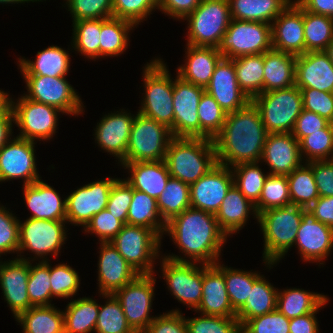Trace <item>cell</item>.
<instances>
[{
	"label": "cell",
	"instance_id": "cell-54",
	"mask_svg": "<svg viewBox=\"0 0 333 333\" xmlns=\"http://www.w3.org/2000/svg\"><path fill=\"white\" fill-rule=\"evenodd\" d=\"M50 283L52 297L69 299L77 294L80 277L78 272L67 263H60L54 267L50 265Z\"/></svg>",
	"mask_w": 333,
	"mask_h": 333
},
{
	"label": "cell",
	"instance_id": "cell-42",
	"mask_svg": "<svg viewBox=\"0 0 333 333\" xmlns=\"http://www.w3.org/2000/svg\"><path fill=\"white\" fill-rule=\"evenodd\" d=\"M240 89L252 100L263 93L264 53L234 58Z\"/></svg>",
	"mask_w": 333,
	"mask_h": 333
},
{
	"label": "cell",
	"instance_id": "cell-56",
	"mask_svg": "<svg viewBox=\"0 0 333 333\" xmlns=\"http://www.w3.org/2000/svg\"><path fill=\"white\" fill-rule=\"evenodd\" d=\"M66 4L73 21L113 17V0H66Z\"/></svg>",
	"mask_w": 333,
	"mask_h": 333
},
{
	"label": "cell",
	"instance_id": "cell-23",
	"mask_svg": "<svg viewBox=\"0 0 333 333\" xmlns=\"http://www.w3.org/2000/svg\"><path fill=\"white\" fill-rule=\"evenodd\" d=\"M205 91L227 114L242 109L251 102L237 82L234 59L222 58L219 61Z\"/></svg>",
	"mask_w": 333,
	"mask_h": 333
},
{
	"label": "cell",
	"instance_id": "cell-51",
	"mask_svg": "<svg viewBox=\"0 0 333 333\" xmlns=\"http://www.w3.org/2000/svg\"><path fill=\"white\" fill-rule=\"evenodd\" d=\"M291 205L286 175L269 174L258 202L254 205L257 215L271 208Z\"/></svg>",
	"mask_w": 333,
	"mask_h": 333
},
{
	"label": "cell",
	"instance_id": "cell-7",
	"mask_svg": "<svg viewBox=\"0 0 333 333\" xmlns=\"http://www.w3.org/2000/svg\"><path fill=\"white\" fill-rule=\"evenodd\" d=\"M228 0H202L183 20L188 22L187 44L217 48L231 22Z\"/></svg>",
	"mask_w": 333,
	"mask_h": 333
},
{
	"label": "cell",
	"instance_id": "cell-39",
	"mask_svg": "<svg viewBox=\"0 0 333 333\" xmlns=\"http://www.w3.org/2000/svg\"><path fill=\"white\" fill-rule=\"evenodd\" d=\"M127 224L146 227L155 231L161 238L165 233L166 223L162 220L157 200L148 194L133 189Z\"/></svg>",
	"mask_w": 333,
	"mask_h": 333
},
{
	"label": "cell",
	"instance_id": "cell-3",
	"mask_svg": "<svg viewBox=\"0 0 333 333\" xmlns=\"http://www.w3.org/2000/svg\"><path fill=\"white\" fill-rule=\"evenodd\" d=\"M164 161L171 177L189 185L218 164L212 139L188 137H173Z\"/></svg>",
	"mask_w": 333,
	"mask_h": 333
},
{
	"label": "cell",
	"instance_id": "cell-67",
	"mask_svg": "<svg viewBox=\"0 0 333 333\" xmlns=\"http://www.w3.org/2000/svg\"><path fill=\"white\" fill-rule=\"evenodd\" d=\"M327 298L314 312L290 319L289 333H319L316 314L328 303Z\"/></svg>",
	"mask_w": 333,
	"mask_h": 333
},
{
	"label": "cell",
	"instance_id": "cell-14",
	"mask_svg": "<svg viewBox=\"0 0 333 333\" xmlns=\"http://www.w3.org/2000/svg\"><path fill=\"white\" fill-rule=\"evenodd\" d=\"M155 283L154 274H139L114 293L121 303L128 324L136 333H143L155 318L149 315Z\"/></svg>",
	"mask_w": 333,
	"mask_h": 333
},
{
	"label": "cell",
	"instance_id": "cell-60",
	"mask_svg": "<svg viewBox=\"0 0 333 333\" xmlns=\"http://www.w3.org/2000/svg\"><path fill=\"white\" fill-rule=\"evenodd\" d=\"M19 219L0 205V257L5 253H18Z\"/></svg>",
	"mask_w": 333,
	"mask_h": 333
},
{
	"label": "cell",
	"instance_id": "cell-5",
	"mask_svg": "<svg viewBox=\"0 0 333 333\" xmlns=\"http://www.w3.org/2000/svg\"><path fill=\"white\" fill-rule=\"evenodd\" d=\"M145 95L138 112L166 125L173 136V78L161 58L147 62L143 70Z\"/></svg>",
	"mask_w": 333,
	"mask_h": 333
},
{
	"label": "cell",
	"instance_id": "cell-36",
	"mask_svg": "<svg viewBox=\"0 0 333 333\" xmlns=\"http://www.w3.org/2000/svg\"><path fill=\"white\" fill-rule=\"evenodd\" d=\"M16 321L21 324L23 333H64L63 311L53 305L32 306L22 312Z\"/></svg>",
	"mask_w": 333,
	"mask_h": 333
},
{
	"label": "cell",
	"instance_id": "cell-71",
	"mask_svg": "<svg viewBox=\"0 0 333 333\" xmlns=\"http://www.w3.org/2000/svg\"><path fill=\"white\" fill-rule=\"evenodd\" d=\"M10 95L2 89L0 90V117L2 116H13L12 114V98Z\"/></svg>",
	"mask_w": 333,
	"mask_h": 333
},
{
	"label": "cell",
	"instance_id": "cell-10",
	"mask_svg": "<svg viewBox=\"0 0 333 333\" xmlns=\"http://www.w3.org/2000/svg\"><path fill=\"white\" fill-rule=\"evenodd\" d=\"M19 221V250L17 258L24 260L21 253L31 251L35 258L41 261H50L46 257L53 254V257L59 255L62 245L65 244L67 234L65 230L66 220H44L27 218L26 221ZM46 256V257H45Z\"/></svg>",
	"mask_w": 333,
	"mask_h": 333
},
{
	"label": "cell",
	"instance_id": "cell-45",
	"mask_svg": "<svg viewBox=\"0 0 333 333\" xmlns=\"http://www.w3.org/2000/svg\"><path fill=\"white\" fill-rule=\"evenodd\" d=\"M161 218L168 223L172 218L191 207L189 184L174 177H169L165 190L157 199Z\"/></svg>",
	"mask_w": 333,
	"mask_h": 333
},
{
	"label": "cell",
	"instance_id": "cell-6",
	"mask_svg": "<svg viewBox=\"0 0 333 333\" xmlns=\"http://www.w3.org/2000/svg\"><path fill=\"white\" fill-rule=\"evenodd\" d=\"M251 101L259 110L268 134L292 133L303 110L302 92L296 85L263 92Z\"/></svg>",
	"mask_w": 333,
	"mask_h": 333
},
{
	"label": "cell",
	"instance_id": "cell-68",
	"mask_svg": "<svg viewBox=\"0 0 333 333\" xmlns=\"http://www.w3.org/2000/svg\"><path fill=\"white\" fill-rule=\"evenodd\" d=\"M308 210L318 221L333 229V196L319 197Z\"/></svg>",
	"mask_w": 333,
	"mask_h": 333
},
{
	"label": "cell",
	"instance_id": "cell-34",
	"mask_svg": "<svg viewBox=\"0 0 333 333\" xmlns=\"http://www.w3.org/2000/svg\"><path fill=\"white\" fill-rule=\"evenodd\" d=\"M68 51L59 46H49L38 51L36 60L19 58V69L23 75L66 77L70 68Z\"/></svg>",
	"mask_w": 333,
	"mask_h": 333
},
{
	"label": "cell",
	"instance_id": "cell-37",
	"mask_svg": "<svg viewBox=\"0 0 333 333\" xmlns=\"http://www.w3.org/2000/svg\"><path fill=\"white\" fill-rule=\"evenodd\" d=\"M278 289L262 275L250 290L245 305L236 313L242 326L247 320L276 310Z\"/></svg>",
	"mask_w": 333,
	"mask_h": 333
},
{
	"label": "cell",
	"instance_id": "cell-18",
	"mask_svg": "<svg viewBox=\"0 0 333 333\" xmlns=\"http://www.w3.org/2000/svg\"><path fill=\"white\" fill-rule=\"evenodd\" d=\"M35 144L16 136L0 149V182L22 178L23 185H28L41 179L36 168Z\"/></svg>",
	"mask_w": 333,
	"mask_h": 333
},
{
	"label": "cell",
	"instance_id": "cell-59",
	"mask_svg": "<svg viewBox=\"0 0 333 333\" xmlns=\"http://www.w3.org/2000/svg\"><path fill=\"white\" fill-rule=\"evenodd\" d=\"M133 197V188L123 179H117L112 187L106 209L123 224H127V215Z\"/></svg>",
	"mask_w": 333,
	"mask_h": 333
},
{
	"label": "cell",
	"instance_id": "cell-40",
	"mask_svg": "<svg viewBox=\"0 0 333 333\" xmlns=\"http://www.w3.org/2000/svg\"><path fill=\"white\" fill-rule=\"evenodd\" d=\"M68 302L64 315V333H91L95 331L99 304L89 297L72 299Z\"/></svg>",
	"mask_w": 333,
	"mask_h": 333
},
{
	"label": "cell",
	"instance_id": "cell-22",
	"mask_svg": "<svg viewBox=\"0 0 333 333\" xmlns=\"http://www.w3.org/2000/svg\"><path fill=\"white\" fill-rule=\"evenodd\" d=\"M30 259L32 258L26 259L24 256V260L14 258L9 261H0L1 290L15 319L33 306L27 291Z\"/></svg>",
	"mask_w": 333,
	"mask_h": 333
},
{
	"label": "cell",
	"instance_id": "cell-12",
	"mask_svg": "<svg viewBox=\"0 0 333 333\" xmlns=\"http://www.w3.org/2000/svg\"><path fill=\"white\" fill-rule=\"evenodd\" d=\"M59 109L39 103L22 95L15 103L12 100L14 125L20 132L17 137L27 140H49L56 133Z\"/></svg>",
	"mask_w": 333,
	"mask_h": 333
},
{
	"label": "cell",
	"instance_id": "cell-44",
	"mask_svg": "<svg viewBox=\"0 0 333 333\" xmlns=\"http://www.w3.org/2000/svg\"><path fill=\"white\" fill-rule=\"evenodd\" d=\"M292 205L308 209L320 196L312 167L305 162L287 175Z\"/></svg>",
	"mask_w": 333,
	"mask_h": 333
},
{
	"label": "cell",
	"instance_id": "cell-28",
	"mask_svg": "<svg viewBox=\"0 0 333 333\" xmlns=\"http://www.w3.org/2000/svg\"><path fill=\"white\" fill-rule=\"evenodd\" d=\"M196 313L220 317H236L224 279L215 265L203 264L202 297Z\"/></svg>",
	"mask_w": 333,
	"mask_h": 333
},
{
	"label": "cell",
	"instance_id": "cell-38",
	"mask_svg": "<svg viewBox=\"0 0 333 333\" xmlns=\"http://www.w3.org/2000/svg\"><path fill=\"white\" fill-rule=\"evenodd\" d=\"M135 24L120 18L100 19L99 58L118 56L128 48L129 32Z\"/></svg>",
	"mask_w": 333,
	"mask_h": 333
},
{
	"label": "cell",
	"instance_id": "cell-4",
	"mask_svg": "<svg viewBox=\"0 0 333 333\" xmlns=\"http://www.w3.org/2000/svg\"><path fill=\"white\" fill-rule=\"evenodd\" d=\"M305 208L288 205L271 208L257 215L264 237L263 261L271 269L295 244Z\"/></svg>",
	"mask_w": 333,
	"mask_h": 333
},
{
	"label": "cell",
	"instance_id": "cell-53",
	"mask_svg": "<svg viewBox=\"0 0 333 333\" xmlns=\"http://www.w3.org/2000/svg\"><path fill=\"white\" fill-rule=\"evenodd\" d=\"M299 146L303 162L330 160L333 154V123H329L321 132L304 137Z\"/></svg>",
	"mask_w": 333,
	"mask_h": 333
},
{
	"label": "cell",
	"instance_id": "cell-13",
	"mask_svg": "<svg viewBox=\"0 0 333 333\" xmlns=\"http://www.w3.org/2000/svg\"><path fill=\"white\" fill-rule=\"evenodd\" d=\"M26 82V98L53 106L62 114L79 115L85 106L75 89L65 77L23 75Z\"/></svg>",
	"mask_w": 333,
	"mask_h": 333
},
{
	"label": "cell",
	"instance_id": "cell-50",
	"mask_svg": "<svg viewBox=\"0 0 333 333\" xmlns=\"http://www.w3.org/2000/svg\"><path fill=\"white\" fill-rule=\"evenodd\" d=\"M50 265L48 261H39L32 265L29 261L27 291L33 306H50L52 295L50 286Z\"/></svg>",
	"mask_w": 333,
	"mask_h": 333
},
{
	"label": "cell",
	"instance_id": "cell-57",
	"mask_svg": "<svg viewBox=\"0 0 333 333\" xmlns=\"http://www.w3.org/2000/svg\"><path fill=\"white\" fill-rule=\"evenodd\" d=\"M158 9L155 0H113V17L132 22L136 26L147 20L153 10Z\"/></svg>",
	"mask_w": 333,
	"mask_h": 333
},
{
	"label": "cell",
	"instance_id": "cell-55",
	"mask_svg": "<svg viewBox=\"0 0 333 333\" xmlns=\"http://www.w3.org/2000/svg\"><path fill=\"white\" fill-rule=\"evenodd\" d=\"M188 333H241L237 317H220L201 314L195 318H185Z\"/></svg>",
	"mask_w": 333,
	"mask_h": 333
},
{
	"label": "cell",
	"instance_id": "cell-8",
	"mask_svg": "<svg viewBox=\"0 0 333 333\" xmlns=\"http://www.w3.org/2000/svg\"><path fill=\"white\" fill-rule=\"evenodd\" d=\"M172 138L170 128L166 125L137 112L122 163L164 160Z\"/></svg>",
	"mask_w": 333,
	"mask_h": 333
},
{
	"label": "cell",
	"instance_id": "cell-69",
	"mask_svg": "<svg viewBox=\"0 0 333 333\" xmlns=\"http://www.w3.org/2000/svg\"><path fill=\"white\" fill-rule=\"evenodd\" d=\"M306 11L333 18V0H296Z\"/></svg>",
	"mask_w": 333,
	"mask_h": 333
},
{
	"label": "cell",
	"instance_id": "cell-25",
	"mask_svg": "<svg viewBox=\"0 0 333 333\" xmlns=\"http://www.w3.org/2000/svg\"><path fill=\"white\" fill-rule=\"evenodd\" d=\"M117 111L104 115L97 123L95 131V141L99 147L110 155L118 158L122 163L126 157L129 136L131 133L135 115L127 111Z\"/></svg>",
	"mask_w": 333,
	"mask_h": 333
},
{
	"label": "cell",
	"instance_id": "cell-33",
	"mask_svg": "<svg viewBox=\"0 0 333 333\" xmlns=\"http://www.w3.org/2000/svg\"><path fill=\"white\" fill-rule=\"evenodd\" d=\"M296 56L271 49L264 52L263 92L295 85Z\"/></svg>",
	"mask_w": 333,
	"mask_h": 333
},
{
	"label": "cell",
	"instance_id": "cell-41",
	"mask_svg": "<svg viewBox=\"0 0 333 333\" xmlns=\"http://www.w3.org/2000/svg\"><path fill=\"white\" fill-rule=\"evenodd\" d=\"M327 295L308 292L304 289L290 288L278 291L276 309L288 319L314 312Z\"/></svg>",
	"mask_w": 333,
	"mask_h": 333
},
{
	"label": "cell",
	"instance_id": "cell-21",
	"mask_svg": "<svg viewBox=\"0 0 333 333\" xmlns=\"http://www.w3.org/2000/svg\"><path fill=\"white\" fill-rule=\"evenodd\" d=\"M272 49L295 56L305 53L303 7L292 1L272 22Z\"/></svg>",
	"mask_w": 333,
	"mask_h": 333
},
{
	"label": "cell",
	"instance_id": "cell-1",
	"mask_svg": "<svg viewBox=\"0 0 333 333\" xmlns=\"http://www.w3.org/2000/svg\"><path fill=\"white\" fill-rule=\"evenodd\" d=\"M165 233H168L185 256L171 254L164 255L165 258L206 265H214L220 261L221 249L228 238L219 228L215 214L192 207L166 223Z\"/></svg>",
	"mask_w": 333,
	"mask_h": 333
},
{
	"label": "cell",
	"instance_id": "cell-52",
	"mask_svg": "<svg viewBox=\"0 0 333 333\" xmlns=\"http://www.w3.org/2000/svg\"><path fill=\"white\" fill-rule=\"evenodd\" d=\"M200 122V138L213 139L222 129L227 113L206 91L197 107Z\"/></svg>",
	"mask_w": 333,
	"mask_h": 333
},
{
	"label": "cell",
	"instance_id": "cell-43",
	"mask_svg": "<svg viewBox=\"0 0 333 333\" xmlns=\"http://www.w3.org/2000/svg\"><path fill=\"white\" fill-rule=\"evenodd\" d=\"M223 274L226 283V290L233 310L237 313L246 302L252 290L253 284L262 276L259 272L244 271L233 269L232 267L220 264L217 261L214 264Z\"/></svg>",
	"mask_w": 333,
	"mask_h": 333
},
{
	"label": "cell",
	"instance_id": "cell-62",
	"mask_svg": "<svg viewBox=\"0 0 333 333\" xmlns=\"http://www.w3.org/2000/svg\"><path fill=\"white\" fill-rule=\"evenodd\" d=\"M303 109L314 112L333 123V93L312 88H300Z\"/></svg>",
	"mask_w": 333,
	"mask_h": 333
},
{
	"label": "cell",
	"instance_id": "cell-35",
	"mask_svg": "<svg viewBox=\"0 0 333 333\" xmlns=\"http://www.w3.org/2000/svg\"><path fill=\"white\" fill-rule=\"evenodd\" d=\"M231 18L272 24L292 0H228Z\"/></svg>",
	"mask_w": 333,
	"mask_h": 333
},
{
	"label": "cell",
	"instance_id": "cell-17",
	"mask_svg": "<svg viewBox=\"0 0 333 333\" xmlns=\"http://www.w3.org/2000/svg\"><path fill=\"white\" fill-rule=\"evenodd\" d=\"M117 178L90 182L72 192L66 199V221L74 226H86L91 218L106 209L111 187Z\"/></svg>",
	"mask_w": 333,
	"mask_h": 333
},
{
	"label": "cell",
	"instance_id": "cell-63",
	"mask_svg": "<svg viewBox=\"0 0 333 333\" xmlns=\"http://www.w3.org/2000/svg\"><path fill=\"white\" fill-rule=\"evenodd\" d=\"M143 333H188L185 317L178 309L155 316Z\"/></svg>",
	"mask_w": 333,
	"mask_h": 333
},
{
	"label": "cell",
	"instance_id": "cell-32",
	"mask_svg": "<svg viewBox=\"0 0 333 333\" xmlns=\"http://www.w3.org/2000/svg\"><path fill=\"white\" fill-rule=\"evenodd\" d=\"M257 219V213L252 204L233 184L223 199L217 213L215 214L219 228L231 236L241 230L250 213Z\"/></svg>",
	"mask_w": 333,
	"mask_h": 333
},
{
	"label": "cell",
	"instance_id": "cell-58",
	"mask_svg": "<svg viewBox=\"0 0 333 333\" xmlns=\"http://www.w3.org/2000/svg\"><path fill=\"white\" fill-rule=\"evenodd\" d=\"M290 319L277 309L247 320L241 326V333H289Z\"/></svg>",
	"mask_w": 333,
	"mask_h": 333
},
{
	"label": "cell",
	"instance_id": "cell-74",
	"mask_svg": "<svg viewBox=\"0 0 333 333\" xmlns=\"http://www.w3.org/2000/svg\"><path fill=\"white\" fill-rule=\"evenodd\" d=\"M330 161L333 163V154H332V156H331V158H330Z\"/></svg>",
	"mask_w": 333,
	"mask_h": 333
},
{
	"label": "cell",
	"instance_id": "cell-72",
	"mask_svg": "<svg viewBox=\"0 0 333 333\" xmlns=\"http://www.w3.org/2000/svg\"><path fill=\"white\" fill-rule=\"evenodd\" d=\"M37 1H42V0H0V4H19V3H25V2H37ZM46 1V0H45Z\"/></svg>",
	"mask_w": 333,
	"mask_h": 333
},
{
	"label": "cell",
	"instance_id": "cell-65",
	"mask_svg": "<svg viewBox=\"0 0 333 333\" xmlns=\"http://www.w3.org/2000/svg\"><path fill=\"white\" fill-rule=\"evenodd\" d=\"M307 163L312 167L319 196H333V163L330 160H316Z\"/></svg>",
	"mask_w": 333,
	"mask_h": 333
},
{
	"label": "cell",
	"instance_id": "cell-49",
	"mask_svg": "<svg viewBox=\"0 0 333 333\" xmlns=\"http://www.w3.org/2000/svg\"><path fill=\"white\" fill-rule=\"evenodd\" d=\"M73 22L71 46L86 58L99 59L100 19L78 20Z\"/></svg>",
	"mask_w": 333,
	"mask_h": 333
},
{
	"label": "cell",
	"instance_id": "cell-66",
	"mask_svg": "<svg viewBox=\"0 0 333 333\" xmlns=\"http://www.w3.org/2000/svg\"><path fill=\"white\" fill-rule=\"evenodd\" d=\"M202 0H160L158 10L169 15L173 19H184L191 14Z\"/></svg>",
	"mask_w": 333,
	"mask_h": 333
},
{
	"label": "cell",
	"instance_id": "cell-16",
	"mask_svg": "<svg viewBox=\"0 0 333 333\" xmlns=\"http://www.w3.org/2000/svg\"><path fill=\"white\" fill-rule=\"evenodd\" d=\"M173 80V137L200 138L197 107L205 88L178 75Z\"/></svg>",
	"mask_w": 333,
	"mask_h": 333
},
{
	"label": "cell",
	"instance_id": "cell-9",
	"mask_svg": "<svg viewBox=\"0 0 333 333\" xmlns=\"http://www.w3.org/2000/svg\"><path fill=\"white\" fill-rule=\"evenodd\" d=\"M161 239L152 229L124 224L110 242L139 274H154V261L160 256Z\"/></svg>",
	"mask_w": 333,
	"mask_h": 333
},
{
	"label": "cell",
	"instance_id": "cell-26",
	"mask_svg": "<svg viewBox=\"0 0 333 333\" xmlns=\"http://www.w3.org/2000/svg\"><path fill=\"white\" fill-rule=\"evenodd\" d=\"M302 160L299 141L292 133L267 135L261 161L271 169L268 174L287 176L304 163Z\"/></svg>",
	"mask_w": 333,
	"mask_h": 333
},
{
	"label": "cell",
	"instance_id": "cell-29",
	"mask_svg": "<svg viewBox=\"0 0 333 333\" xmlns=\"http://www.w3.org/2000/svg\"><path fill=\"white\" fill-rule=\"evenodd\" d=\"M25 204L32 212L29 218L66 220V199L61 200L54 187L39 179L23 185Z\"/></svg>",
	"mask_w": 333,
	"mask_h": 333
},
{
	"label": "cell",
	"instance_id": "cell-11",
	"mask_svg": "<svg viewBox=\"0 0 333 333\" xmlns=\"http://www.w3.org/2000/svg\"><path fill=\"white\" fill-rule=\"evenodd\" d=\"M217 49L226 59L269 51L272 49L271 24L231 19Z\"/></svg>",
	"mask_w": 333,
	"mask_h": 333
},
{
	"label": "cell",
	"instance_id": "cell-64",
	"mask_svg": "<svg viewBox=\"0 0 333 333\" xmlns=\"http://www.w3.org/2000/svg\"><path fill=\"white\" fill-rule=\"evenodd\" d=\"M329 123L322 116L303 109L296 120L292 135L300 142L308 135L321 132V129H324Z\"/></svg>",
	"mask_w": 333,
	"mask_h": 333
},
{
	"label": "cell",
	"instance_id": "cell-27",
	"mask_svg": "<svg viewBox=\"0 0 333 333\" xmlns=\"http://www.w3.org/2000/svg\"><path fill=\"white\" fill-rule=\"evenodd\" d=\"M295 85L333 93V63L324 51L296 56Z\"/></svg>",
	"mask_w": 333,
	"mask_h": 333
},
{
	"label": "cell",
	"instance_id": "cell-24",
	"mask_svg": "<svg viewBox=\"0 0 333 333\" xmlns=\"http://www.w3.org/2000/svg\"><path fill=\"white\" fill-rule=\"evenodd\" d=\"M99 249L97 284L100 295L114 294L139 275L111 242H101Z\"/></svg>",
	"mask_w": 333,
	"mask_h": 333
},
{
	"label": "cell",
	"instance_id": "cell-20",
	"mask_svg": "<svg viewBox=\"0 0 333 333\" xmlns=\"http://www.w3.org/2000/svg\"><path fill=\"white\" fill-rule=\"evenodd\" d=\"M294 245L304 262L324 265L323 260L333 249V229L318 221L310 210L304 209Z\"/></svg>",
	"mask_w": 333,
	"mask_h": 333
},
{
	"label": "cell",
	"instance_id": "cell-73",
	"mask_svg": "<svg viewBox=\"0 0 333 333\" xmlns=\"http://www.w3.org/2000/svg\"><path fill=\"white\" fill-rule=\"evenodd\" d=\"M324 52L328 55L329 59L333 63V40L327 45L326 49Z\"/></svg>",
	"mask_w": 333,
	"mask_h": 333
},
{
	"label": "cell",
	"instance_id": "cell-61",
	"mask_svg": "<svg viewBox=\"0 0 333 333\" xmlns=\"http://www.w3.org/2000/svg\"><path fill=\"white\" fill-rule=\"evenodd\" d=\"M124 224L107 209L95 214L84 227L85 233L99 237V242H110L121 230Z\"/></svg>",
	"mask_w": 333,
	"mask_h": 333
},
{
	"label": "cell",
	"instance_id": "cell-15",
	"mask_svg": "<svg viewBox=\"0 0 333 333\" xmlns=\"http://www.w3.org/2000/svg\"><path fill=\"white\" fill-rule=\"evenodd\" d=\"M162 277L178 302L196 310L201 302L203 284V264L177 262L161 256Z\"/></svg>",
	"mask_w": 333,
	"mask_h": 333
},
{
	"label": "cell",
	"instance_id": "cell-46",
	"mask_svg": "<svg viewBox=\"0 0 333 333\" xmlns=\"http://www.w3.org/2000/svg\"><path fill=\"white\" fill-rule=\"evenodd\" d=\"M305 53L324 51L333 40V18L314 14L303 8Z\"/></svg>",
	"mask_w": 333,
	"mask_h": 333
},
{
	"label": "cell",
	"instance_id": "cell-2",
	"mask_svg": "<svg viewBox=\"0 0 333 333\" xmlns=\"http://www.w3.org/2000/svg\"><path fill=\"white\" fill-rule=\"evenodd\" d=\"M267 135L260 112L252 101L228 113L224 126L212 139L218 164L231 168L240 163L261 162Z\"/></svg>",
	"mask_w": 333,
	"mask_h": 333
},
{
	"label": "cell",
	"instance_id": "cell-48",
	"mask_svg": "<svg viewBox=\"0 0 333 333\" xmlns=\"http://www.w3.org/2000/svg\"><path fill=\"white\" fill-rule=\"evenodd\" d=\"M107 299L105 305L99 304L95 326L96 333H136L128 324L120 301L114 294H102Z\"/></svg>",
	"mask_w": 333,
	"mask_h": 333
},
{
	"label": "cell",
	"instance_id": "cell-31",
	"mask_svg": "<svg viewBox=\"0 0 333 333\" xmlns=\"http://www.w3.org/2000/svg\"><path fill=\"white\" fill-rule=\"evenodd\" d=\"M121 165L131 173L130 177L124 180L133 189L144 192L156 200L165 190L171 176L164 160L121 163Z\"/></svg>",
	"mask_w": 333,
	"mask_h": 333
},
{
	"label": "cell",
	"instance_id": "cell-19",
	"mask_svg": "<svg viewBox=\"0 0 333 333\" xmlns=\"http://www.w3.org/2000/svg\"><path fill=\"white\" fill-rule=\"evenodd\" d=\"M233 184L231 168L217 164L198 181L189 185L191 207L216 214Z\"/></svg>",
	"mask_w": 333,
	"mask_h": 333
},
{
	"label": "cell",
	"instance_id": "cell-30",
	"mask_svg": "<svg viewBox=\"0 0 333 333\" xmlns=\"http://www.w3.org/2000/svg\"><path fill=\"white\" fill-rule=\"evenodd\" d=\"M186 48V61L183 66H178L177 75L184 81L205 88L223 55L215 47L187 45Z\"/></svg>",
	"mask_w": 333,
	"mask_h": 333
},
{
	"label": "cell",
	"instance_id": "cell-47",
	"mask_svg": "<svg viewBox=\"0 0 333 333\" xmlns=\"http://www.w3.org/2000/svg\"><path fill=\"white\" fill-rule=\"evenodd\" d=\"M258 163H240L231 167L234 185L254 205L258 202L265 180L269 175L262 172Z\"/></svg>",
	"mask_w": 333,
	"mask_h": 333
},
{
	"label": "cell",
	"instance_id": "cell-70",
	"mask_svg": "<svg viewBox=\"0 0 333 333\" xmlns=\"http://www.w3.org/2000/svg\"><path fill=\"white\" fill-rule=\"evenodd\" d=\"M13 123V116L0 117V149L11 139Z\"/></svg>",
	"mask_w": 333,
	"mask_h": 333
}]
</instances>
